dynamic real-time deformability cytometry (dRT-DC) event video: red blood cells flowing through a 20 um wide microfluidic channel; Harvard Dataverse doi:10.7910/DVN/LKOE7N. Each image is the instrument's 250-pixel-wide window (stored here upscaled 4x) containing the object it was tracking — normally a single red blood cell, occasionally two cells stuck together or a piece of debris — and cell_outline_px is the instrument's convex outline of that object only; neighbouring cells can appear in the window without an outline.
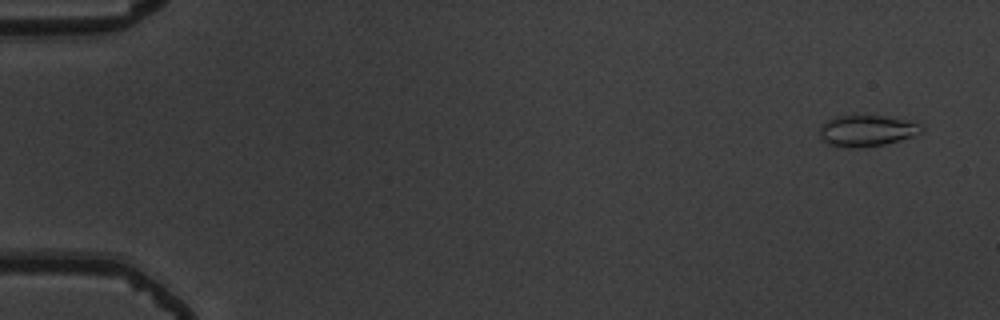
{"species": "common noctule bat (a hibernating species)", "species_latin": "Nyctalus noctula", "temperature_condition": "warm", "stored_images_in_passage": 55, "camera_frame_rate_fps": 3000, "um_per_image_px": 0.085, "animal": {"sex": "male", "body_mass_g": 19.5, "forearm_length_mm": 54.6}, "frame": {"image": 1, "passage_image": 3, "time_ms": 0.667, "image_size_px": [1000, 320], "cell_outline_px": [[924, 128], [920, 132], [912, 136], [900, 140], [884, 144], [860, 148], [836, 148], [828, 144], [820, 136], [820, 124], [836, 116], [856, 112], [884, 116], [904, 120], [920, 124]], "centroid_in_image_um": [73.6, 11.08], "position_along_channel_um": 11.4, "area_um2": 19.19}}
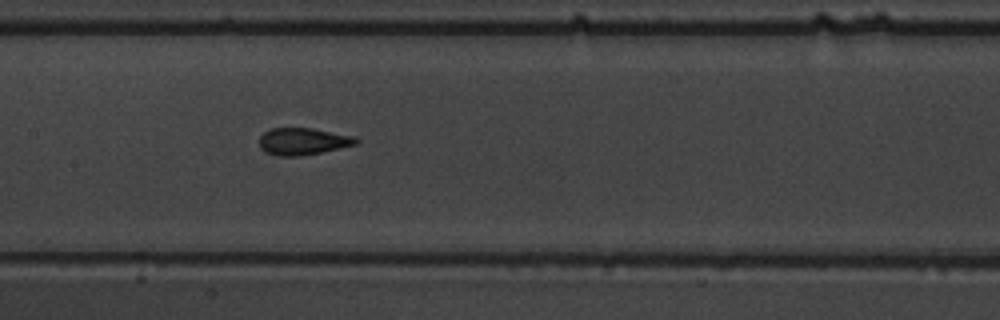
{"frame": {"image": 2, "passage_image": 28, "time_ms": 9.0, "image_size_px": [1000, 320], "cell_outline_px": [[360, 140], [356, 144], [340, 148], [320, 152], [296, 156], [280, 156], [264, 152], [260, 148], [260, 136], [268, 128], [312, 128], [352, 136]], "centroid_in_image_um": [25.71, 12.01], "position_along_channel_um": 181.7, "area_um2": 15.09}}
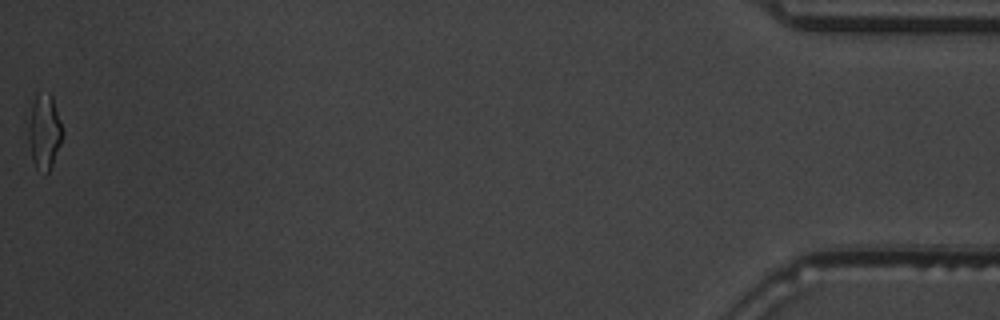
{"frame": {"image": 3, "passage_image": 55, "time_ms": 18.0, "image_size_px": [1000, 320], "cell_outline_px": [[64, 132], [60, 144], [52, 164], [48, 172], [44, 176], [36, 168], [32, 160], [28, 140], [28, 124], [32, 104], [36, 92], [48, 92], [52, 96]], "centroid_in_image_um": [3.75, 11.19], "position_along_channel_um": 431.4, "area_um2": 15.09}, "authors_computed_cell_mechanics": {"area_um2": 15.317, "velocity_mm_per_s": 3.7827, "shape_relaxation_time_tau1_ms": 4.1758, "shape_relaxation_time_tau2_ms": 1.122, "deformation_change_tau1": 0.132, "deformation_change_tau2": 0.0518}}